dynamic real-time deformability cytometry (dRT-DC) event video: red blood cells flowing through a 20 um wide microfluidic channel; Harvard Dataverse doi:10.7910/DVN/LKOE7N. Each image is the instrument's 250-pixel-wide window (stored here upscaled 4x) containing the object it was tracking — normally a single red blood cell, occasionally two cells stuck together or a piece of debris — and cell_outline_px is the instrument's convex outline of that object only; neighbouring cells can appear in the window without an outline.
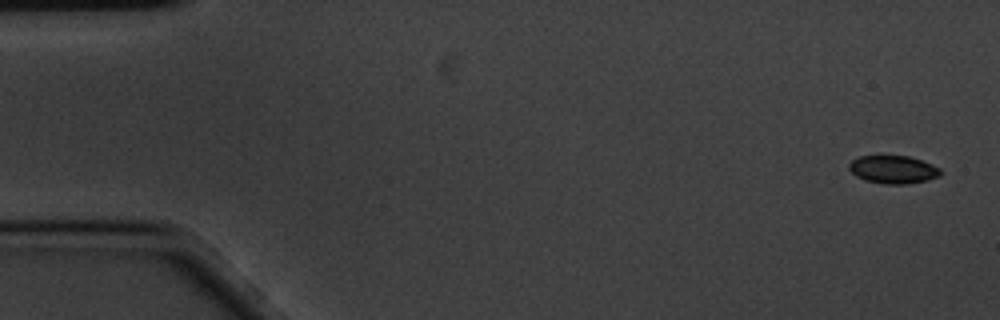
{"species": "common noctule bat (a hibernating species)", "species_latin": "Nyctalus noctula", "temperature_condition": "cold", "stored_images_in_passage": 5, "camera_frame_rate_fps": 3000, "um_per_image_px": 0.085, "animal": {"sex": "male", "body_mass_g": 20.1, "forearm_length_mm": 53.5}, "frame": {"image": 1, "passage_image": 1, "time_ms": 0.0, "image_size_px": [1000, 320], "cell_outline_px": [[944, 172], [940, 176], [928, 180], [908, 184], [884, 184], [864, 180], [856, 176], [848, 168], [848, 164], [852, 160], [860, 156], [908, 156], [932, 164], [940, 168]], "centroid_in_image_um": [75.94, 14.42], "position_along_channel_um": 9.1, "area_um2": 15.03}}
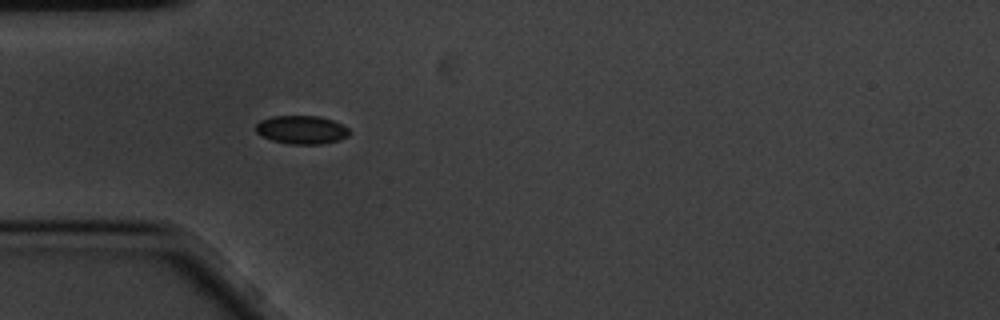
{"frame": {"image": 2, "passage_image": 5, "time_ms": 1.333, "image_size_px": [1000, 320], "cell_outline_px": [[348, 136], [340, 140], [320, 144], [288, 144], [272, 140], [260, 136], [256, 132], [256, 124], [260, 120], [272, 116], [320, 116], [332, 120], [348, 128]], "centroid_in_image_um": [25.6, 11.03], "position_along_channel_um": 59.4, "area_um2": 15.49}}